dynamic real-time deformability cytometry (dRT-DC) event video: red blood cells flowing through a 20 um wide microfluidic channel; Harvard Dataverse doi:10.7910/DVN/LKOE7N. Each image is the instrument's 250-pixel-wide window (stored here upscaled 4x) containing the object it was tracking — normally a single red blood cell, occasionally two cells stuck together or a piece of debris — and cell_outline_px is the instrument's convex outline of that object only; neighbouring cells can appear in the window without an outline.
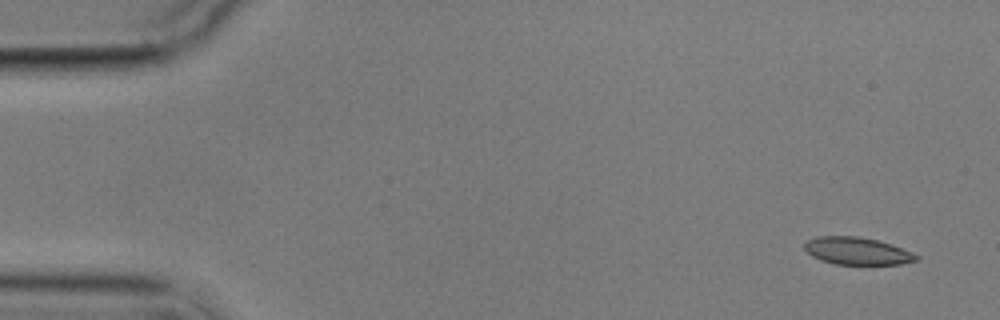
{"species": "common noctule bat (a hibernating species)", "species_latin": "Nyctalus noctula", "temperature_condition": "cold", "stored_images_in_passage": 6, "camera_frame_rate_fps": 3000, "um_per_image_px": 0.085, "animal": {"sex": "male", "body_mass_g": 17.9}, "frame": {"image": 1, "passage_image": 1, "time_ms": 0.0, "image_size_px": [1000, 320], "cell_outline_px": [[920, 260], [900, 264], [836, 264], [820, 260], [812, 256], [804, 248], [804, 244], [808, 240], [816, 236], [856, 236], [876, 240], [892, 244], [912, 252], [920, 256]], "centroid_in_image_um": [72.88, 21.33], "position_along_channel_um": 12.1, "area_um2": 17.86}}
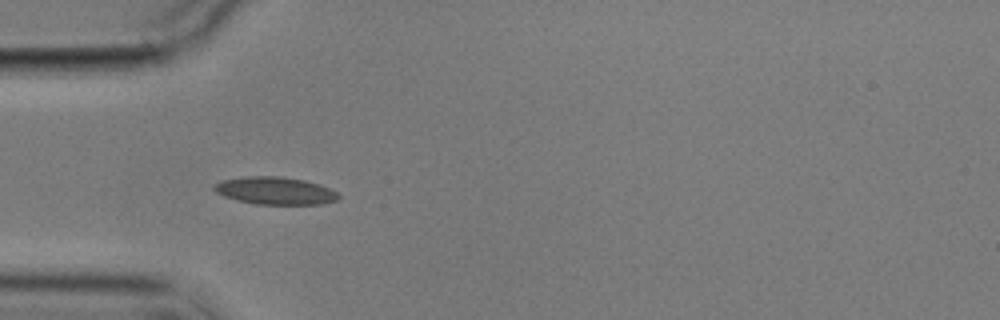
{"frame": {"image": 2, "passage_image": 5, "time_ms": 4.667, "image_size_px": [1000, 320], "cell_outline_px": [[340, 196], [336, 200], [320, 204], [256, 204], [236, 200], [224, 196], [216, 192], [212, 188], [216, 184], [224, 180], [248, 176], [280, 176], [304, 180], [320, 184], [336, 192]], "centroid_in_image_um": [23.39, 16.21], "position_along_channel_um": 61.6, "area_um2": 19.77}}
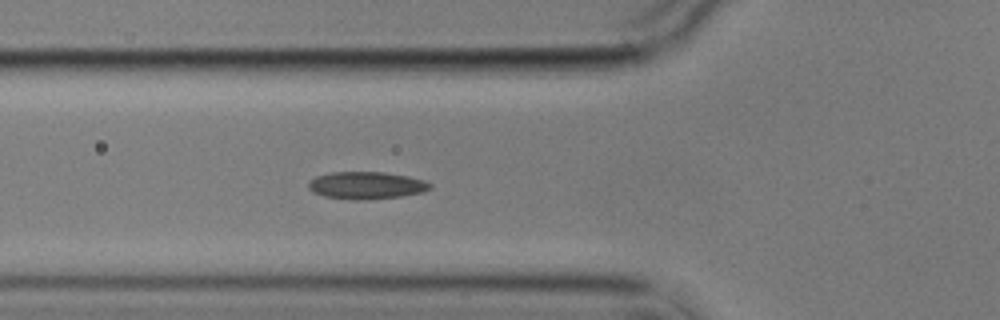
{"frame": {"image": 3, "passage_image": 6, "time_ms": 5.667, "image_size_px": [1000, 320], "cell_outline_px": [[432, 188], [424, 192], [400, 196], [368, 200], [356, 200], [324, 196], [312, 192], [308, 188], [308, 184], [316, 176], [332, 172], [384, 172], [408, 176], [424, 180], [432, 184]], "centroid_in_image_um": [31.17, 15.76], "position_along_channel_um": 94.6, "area_um2": 19.42}}